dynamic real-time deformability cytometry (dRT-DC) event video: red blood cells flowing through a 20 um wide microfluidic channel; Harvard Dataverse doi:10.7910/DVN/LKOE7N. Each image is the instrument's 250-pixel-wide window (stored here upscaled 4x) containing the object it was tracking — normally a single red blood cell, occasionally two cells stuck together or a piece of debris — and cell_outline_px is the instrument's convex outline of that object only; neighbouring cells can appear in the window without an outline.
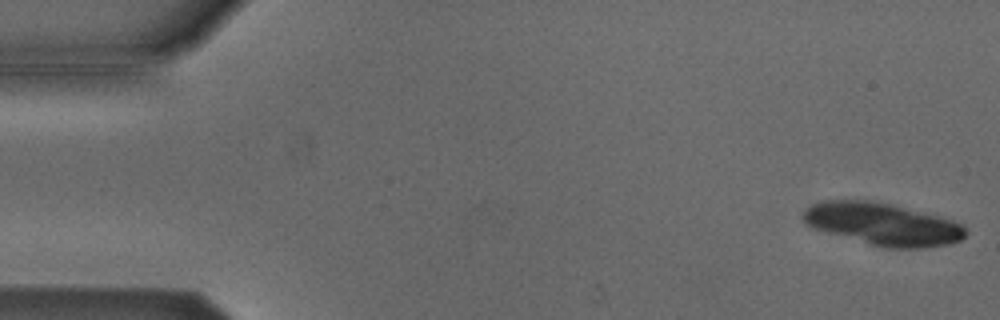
{"species": "Egyptian fruit bat (a non-hibernating species)", "species_latin": "Rousettus aegyptiacus", "temperature_condition": "cold", "stored_images_in_passage": 14, "camera_frame_rate_fps": 3000, "um_per_image_px": 0.085, "animal": {"sex": "male"}, "frame": {"image": 1, "passage_image": 1, "time_ms": 0.0, "image_size_px": [1000, 320], "cell_outline_px": [[968, 232], [960, 240], [948, 244], [920, 248], [884, 248], [868, 244], [812, 228], [804, 224], [800, 216], [804, 208], [812, 204], [824, 200], [872, 200], [892, 204], [940, 216], [964, 224]], "centroid_in_image_um": [74.99, 19.04], "position_along_channel_um": 10.0, "area_um2": 40.58}}